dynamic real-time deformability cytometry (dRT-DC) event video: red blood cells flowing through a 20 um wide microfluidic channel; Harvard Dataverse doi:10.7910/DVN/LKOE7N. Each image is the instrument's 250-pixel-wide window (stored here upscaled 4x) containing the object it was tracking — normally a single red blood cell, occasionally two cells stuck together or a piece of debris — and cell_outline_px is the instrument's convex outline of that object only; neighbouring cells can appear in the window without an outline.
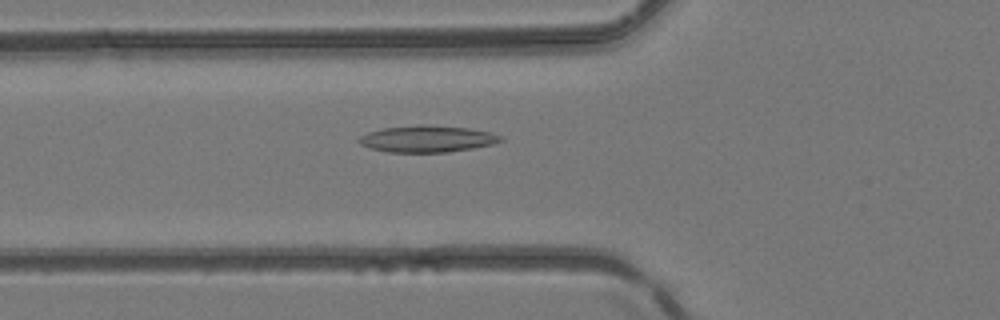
{"species": "common noctule bat (a hibernating species)", "species_latin": "Nyctalus noctula", "temperature_condition": "room temperature", "stored_images_in_passage": 48, "camera_frame_rate_fps": 3000, "um_per_image_px": 0.085, "animal": {"sex": "female", "body_mass_g": 24.6, "forearm_length_mm": 56.2}, "frame": {"image": 1, "passage_image": 18, "time_ms": 5.667, "image_size_px": [1000, 320], "cell_outline_px": [[504, 140], [492, 144], [472, 148], [448, 152], [388, 152], [372, 148], [360, 144], [356, 140], [360, 136], [368, 132], [384, 128], [420, 124], [468, 128], [488, 132], [504, 136]], "centroid_in_image_um": [36.31, 11.8], "position_along_channel_um": 89.5, "area_um2": 21.91}}
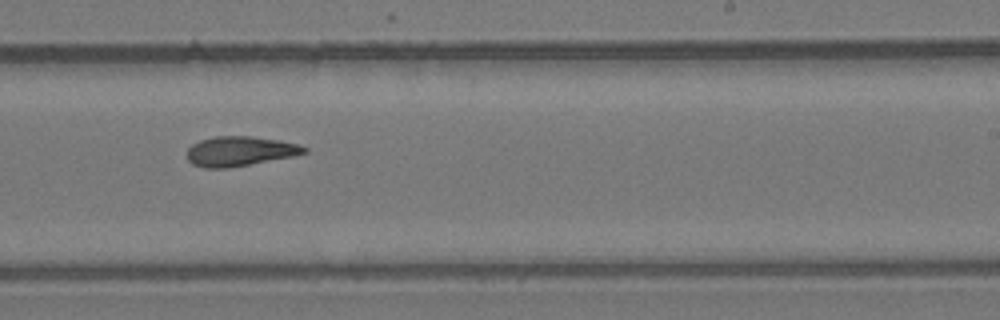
{"frame": {"image": 2, "passage_image": 30, "time_ms": 9.667, "image_size_px": [1000, 320], "cell_outline_px": [[308, 152], [292, 156], [228, 168], [204, 168], [192, 164], [188, 160], [188, 148], [192, 144], [200, 140], [216, 136], [252, 136], [280, 140], [296, 144], [308, 148]], "centroid_in_image_um": [20.37, 12.85], "position_along_channel_um": 268.6, "area_um2": 20.17}}
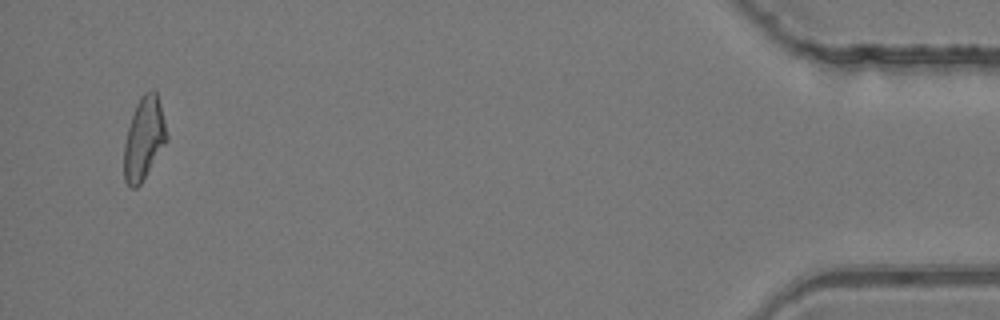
{"frame": {"image": 3, "passage_image": 46, "time_ms": 15.0, "image_size_px": [1000, 320], "cell_outline_px": [[168, 140], [140, 184], [136, 188], [128, 188], [124, 180], [124, 144], [128, 128], [136, 104], [140, 96], [144, 92], [152, 88], [156, 88], [168, 136]], "centroid_in_image_um": [12.23, 11.75], "position_along_channel_um": 423.0, "area_um2": 20.63}}